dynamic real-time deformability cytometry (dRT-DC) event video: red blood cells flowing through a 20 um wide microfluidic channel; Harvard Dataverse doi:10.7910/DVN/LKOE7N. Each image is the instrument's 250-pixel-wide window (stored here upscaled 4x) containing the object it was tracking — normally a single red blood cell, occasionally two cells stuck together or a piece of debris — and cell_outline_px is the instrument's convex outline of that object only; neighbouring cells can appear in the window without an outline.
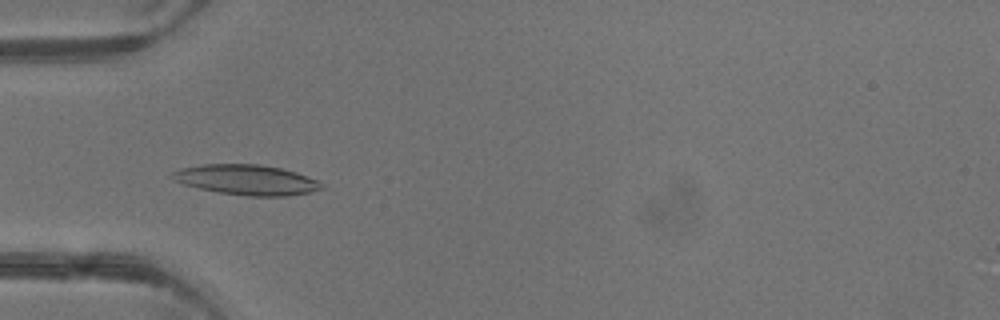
{"species": "common noctule bat (a hibernating species)", "species_latin": "Nyctalus noctula", "temperature_condition": "warm", "stored_images_in_passage": 4, "camera_frame_rate_fps": 3000, "um_per_image_px": 0.085, "animal": {"sex": "male", "body_mass_g": 13.3}, "frame": {"image": 1, "passage_image": 3, "time_ms": 3.333, "image_size_px": [1000, 320], "cell_outline_px": [[324, 188], [308, 192], [284, 196], [248, 196], [216, 192], [184, 184], [168, 176], [172, 172], [180, 168], [204, 164], [260, 164], [280, 168], [296, 172], [316, 180], [324, 184]], "centroid_in_image_um": [20.93, 15.28], "position_along_channel_um": 64.1, "area_um2": 26.13}}
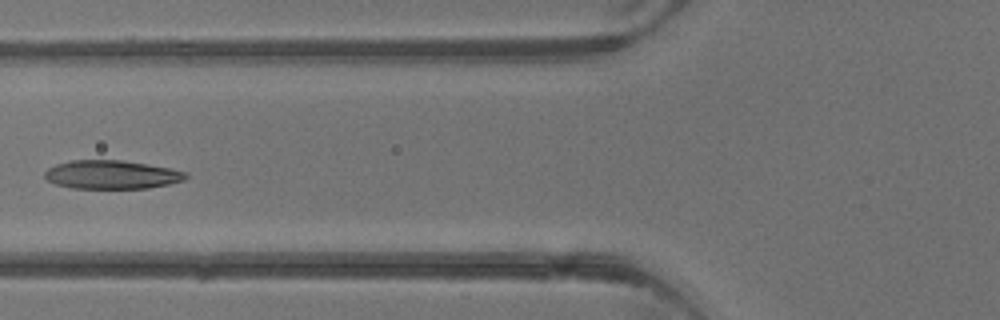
{"frame": {"image": 2, "passage_image": 4, "time_ms": 4.333, "image_size_px": [1000, 320], "cell_outline_px": [[188, 176], [184, 180], [168, 184], [148, 188], [72, 188], [56, 184], [48, 180], [44, 176], [44, 172], [48, 168], [56, 164], [72, 160], [124, 160], [172, 168], [188, 172]], "centroid_in_image_um": [9.52, 14.83], "position_along_channel_um": 116.3, "area_um2": 23.58}}